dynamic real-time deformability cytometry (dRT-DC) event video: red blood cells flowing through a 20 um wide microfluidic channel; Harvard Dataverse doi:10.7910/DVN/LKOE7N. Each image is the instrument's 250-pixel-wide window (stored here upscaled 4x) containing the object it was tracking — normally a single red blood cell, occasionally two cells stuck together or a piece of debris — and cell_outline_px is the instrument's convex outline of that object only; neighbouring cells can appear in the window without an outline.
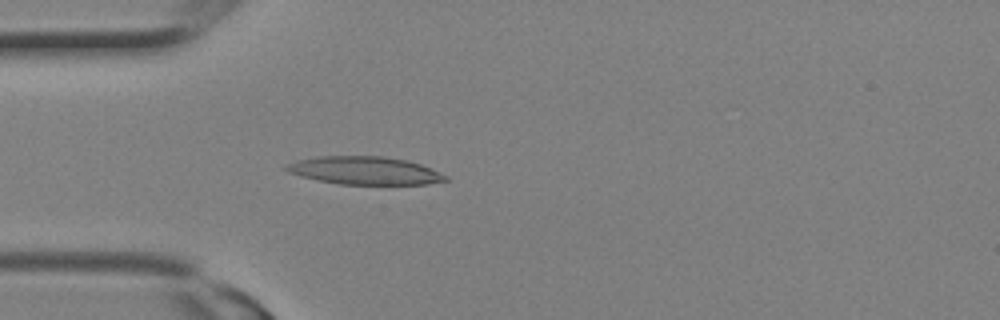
{"species": "Egyptian fruit bat (a non-hibernating species)", "species_latin": "Rousettus aegyptiacus", "temperature_condition": "room temperature", "stored_images_in_passage": 3, "camera_frame_rate_fps": 3000, "um_per_image_px": 0.085, "animal": {"sex": "female"}, "frame": {"image": 1, "passage_image": 3, "time_ms": 0.667, "image_size_px": [1000, 320], "cell_outline_px": [[448, 180], [428, 184], [340, 184], [300, 176], [288, 172], [284, 168], [284, 164], [316, 156], [384, 156], [408, 160], [432, 168], [448, 176]], "centroid_in_image_um": [31.02, 14.49], "position_along_channel_um": 54.0, "area_um2": 25.95}}